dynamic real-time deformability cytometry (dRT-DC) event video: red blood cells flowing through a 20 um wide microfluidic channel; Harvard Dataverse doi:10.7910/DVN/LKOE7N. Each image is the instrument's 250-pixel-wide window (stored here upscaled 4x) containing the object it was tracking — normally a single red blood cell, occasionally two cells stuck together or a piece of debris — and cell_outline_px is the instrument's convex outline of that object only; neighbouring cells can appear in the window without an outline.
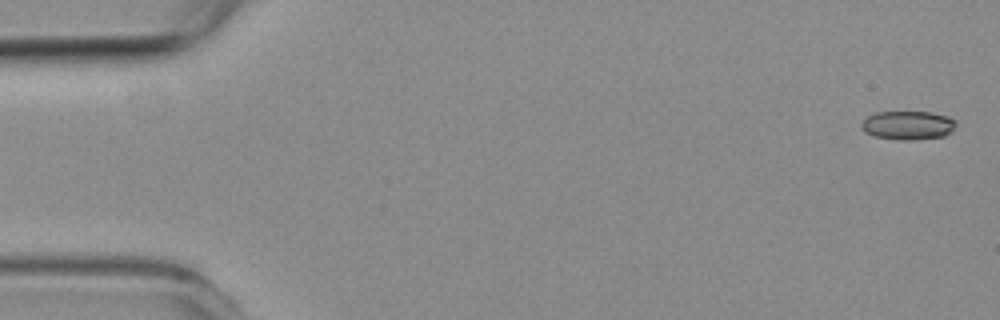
{"species": "common noctule bat (a hibernating species)", "species_latin": "Nyctalus noctula", "temperature_condition": "room temperature", "stored_images_in_passage": 6, "segment_of_instrument_passage": [2, 2], "camera_frame_rate_fps": 3000, "um_per_image_px": 0.085, "animal": {"sex": "female", "body_mass_g": 19.3, "forearm_length_mm": 54.1}, "frame": {"image": 1, "passage_image": 6, "time_ms": 6.0, "image_size_px": [1000, 320], "cell_outline_px": [[956, 124], [944, 136], [916, 140], [896, 140], [876, 136], [864, 132], [860, 128], [860, 124], [868, 116], [876, 112], [932, 112], [948, 116], [956, 120]], "centroid_in_image_um": [77.15, 10.65], "position_along_channel_um": 7.9, "area_um2": 15.9}}